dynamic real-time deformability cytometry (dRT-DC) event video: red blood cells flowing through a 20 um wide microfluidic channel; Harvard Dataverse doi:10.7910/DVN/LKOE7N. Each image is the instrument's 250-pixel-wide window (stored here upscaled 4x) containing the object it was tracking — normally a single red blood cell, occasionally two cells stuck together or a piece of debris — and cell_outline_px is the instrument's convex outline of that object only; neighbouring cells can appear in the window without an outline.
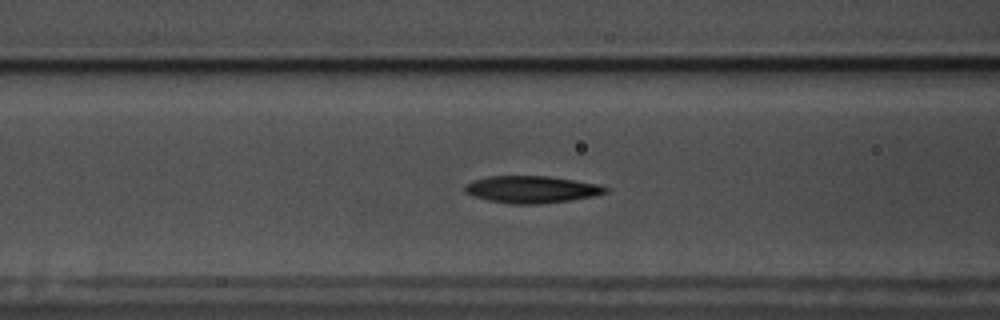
{"species": "common noctule bat (a hibernating species)", "species_latin": "Nyctalus noctula", "temperature_condition": "warm", "stored_images_in_passage": 60, "camera_frame_rate_fps": 3000, "um_per_image_px": 0.085, "animal": {"sex": "male", "body_mass_g": 17.5, "forearm_length_mm": 52.3}, "frame": {"image": 1, "passage_image": 24, "time_ms": 7.667, "image_size_px": [1000, 320], "cell_outline_px": [[608, 192], [592, 196], [572, 200], [540, 204], [512, 204], [488, 200], [472, 196], [464, 192], [464, 184], [472, 180], [488, 176], [548, 176], [600, 184], [608, 188]], "centroid_in_image_um": [45.15, 16.1], "position_along_channel_um": 121.4, "area_um2": 22.37}}
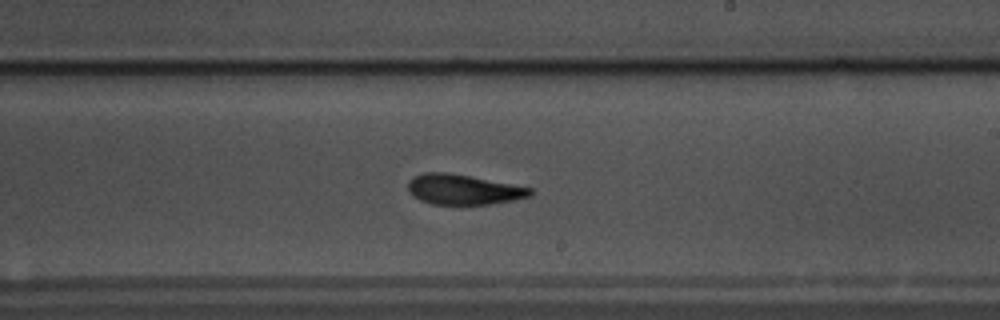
{"frame": {"image": 2, "passage_image": 35, "time_ms": 11.333, "image_size_px": [1000, 320], "cell_outline_px": [[536, 192], [532, 196], [512, 200], [488, 204], [432, 204], [420, 200], [412, 196], [408, 192], [408, 180], [424, 172], [444, 172], [468, 176], [512, 184], [532, 188]], "centroid_in_image_um": [39.38, 16.11], "position_along_channel_um": 249.6, "area_um2": 21.39}}
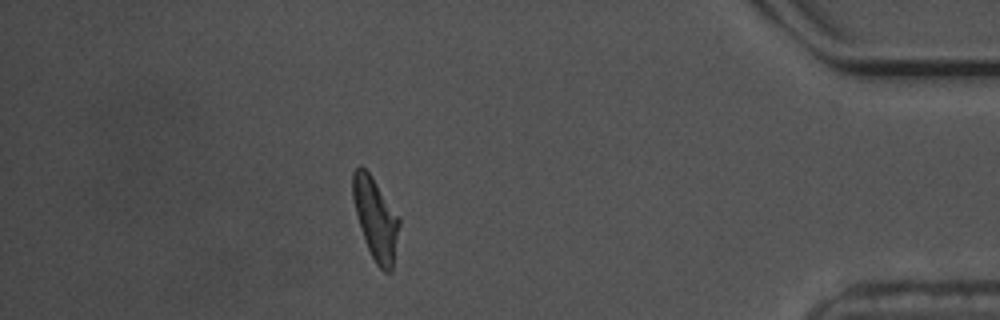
{"frame": {"image": 3, "passage_image": 52, "time_ms": 17.0, "image_size_px": [1000, 320], "cell_outline_px": [[400, 224], [392, 272], [384, 272], [376, 264], [364, 240], [356, 212], [352, 196], [352, 172], [360, 164], [372, 176], [400, 220]], "centroid_in_image_um": [31.92, 18.6], "position_along_channel_um": 403.3, "area_um2": 21.85}}